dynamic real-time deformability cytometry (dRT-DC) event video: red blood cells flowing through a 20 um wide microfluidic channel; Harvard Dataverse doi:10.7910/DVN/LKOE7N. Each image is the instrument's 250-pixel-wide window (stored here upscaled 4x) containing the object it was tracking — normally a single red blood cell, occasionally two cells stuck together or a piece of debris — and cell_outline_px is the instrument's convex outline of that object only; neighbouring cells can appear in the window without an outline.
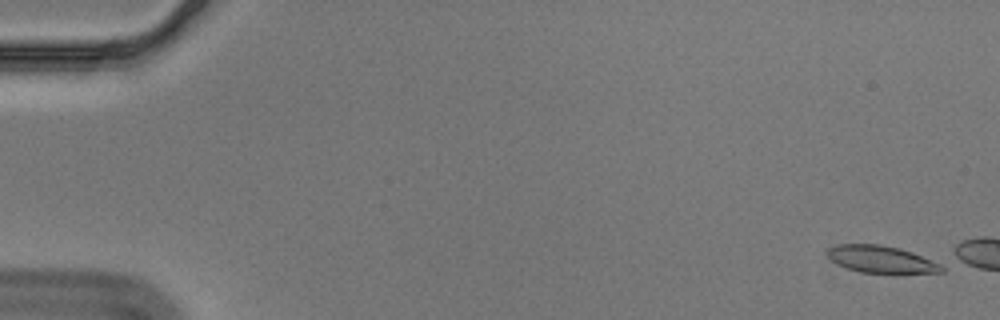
{"species": "Egyptian fruit bat (a non-hibernating species)", "species_latin": "Rousettus aegyptiacus", "temperature_condition": "cold", "stored_images_in_passage": 1, "camera_frame_rate_fps": 3000, "um_per_image_px": 0.085, "animal": {"sex": "male"}, "frame": {"image": 1, "passage_image": 1, "time_ms": 0.0, "image_size_px": [1000, 320], "cell_outline_px": [[944, 272], [896, 276], [860, 272], [836, 264], [828, 256], [828, 248], [840, 244], [880, 244], [900, 248], [912, 252], [940, 264], [944, 268]], "centroid_in_image_um": [74.98, 22.1], "position_along_channel_um": 10.0, "area_um2": 18.84}}